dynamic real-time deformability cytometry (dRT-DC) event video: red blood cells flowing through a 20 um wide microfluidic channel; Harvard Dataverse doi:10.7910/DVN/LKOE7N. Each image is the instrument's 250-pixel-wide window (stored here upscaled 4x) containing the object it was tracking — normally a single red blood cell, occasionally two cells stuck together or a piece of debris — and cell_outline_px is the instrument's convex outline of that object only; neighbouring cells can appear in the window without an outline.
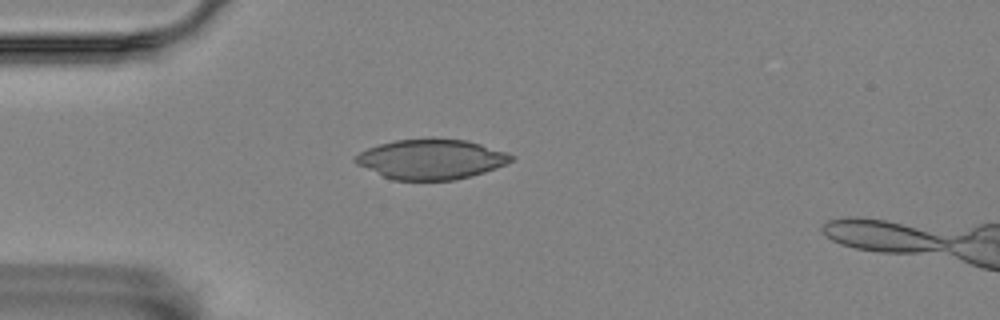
{"species": "Egyptian fruit bat (a non-hibernating species)", "species_latin": "Rousettus aegyptiacus", "temperature_condition": "room temperature", "stored_images_in_passage": 41, "camera_frame_rate_fps": 3000, "um_per_image_px": 0.085, "animal": {"sex": "female"}, "frame": {"image": 1, "passage_image": 3, "time_ms": 0.667, "image_size_px": [1000, 320], "cell_outline_px": [[516, 156], [512, 160], [496, 168], [472, 176], [456, 180], [392, 180], [356, 164], [352, 160], [360, 152], [368, 148], [380, 144], [396, 140], [432, 136], [468, 140]], "centroid_in_image_um": [36.63, 13.51], "position_along_channel_um": 48.4, "area_um2": 36.7}}
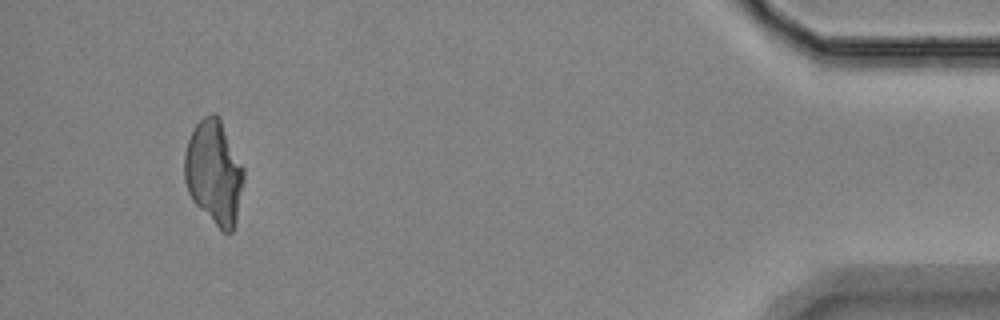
{"frame": {"image": 2, "passage_image": 41, "time_ms": 13.333, "image_size_px": [1000, 320], "cell_outline_px": [[244, 180], [236, 220], [232, 232], [224, 232], [192, 200], [188, 192], [184, 180], [184, 156], [188, 140], [196, 124], [204, 116], [212, 112], [216, 112], [220, 116], [244, 168]], "centroid_in_image_um": [18.2, 14.59], "position_along_channel_um": 417.0, "area_um2": 35.89}}